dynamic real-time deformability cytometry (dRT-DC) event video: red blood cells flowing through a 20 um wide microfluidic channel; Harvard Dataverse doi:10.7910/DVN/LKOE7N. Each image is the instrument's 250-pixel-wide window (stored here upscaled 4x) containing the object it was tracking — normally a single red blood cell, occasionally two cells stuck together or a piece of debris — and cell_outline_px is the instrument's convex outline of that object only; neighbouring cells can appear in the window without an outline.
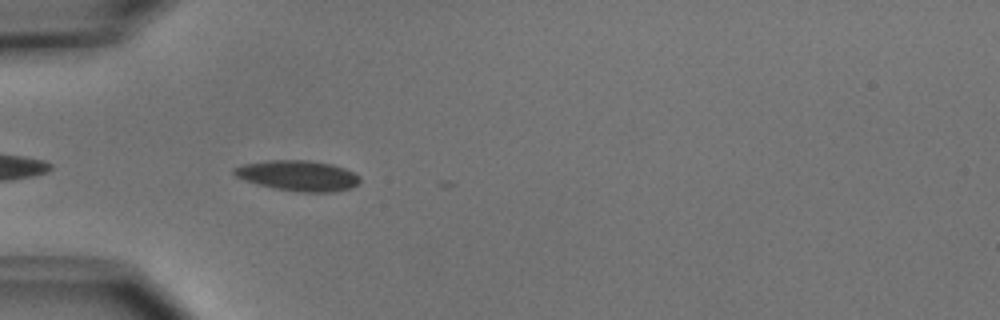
{"species": "common noctule bat (a hibernating species)", "species_latin": "Nyctalus noctula", "temperature_condition": "cold", "stored_images_in_passage": 9, "camera_frame_rate_fps": 3000, "um_per_image_px": 0.085, "animal": {"sex": "male", "body_mass_g": 15.6}, "frame": {"image": 1, "passage_image": 3, "time_ms": 0.667, "image_size_px": [1000, 320], "cell_outline_px": [[360, 184], [352, 188], [332, 192], [296, 192], [272, 188], [244, 180], [236, 176], [232, 172], [232, 168], [244, 164], [268, 160], [308, 160], [332, 164], [344, 168], [360, 176]], "centroid_in_image_um": [25.34, 14.94], "position_along_channel_um": 59.7, "area_um2": 22.54}}